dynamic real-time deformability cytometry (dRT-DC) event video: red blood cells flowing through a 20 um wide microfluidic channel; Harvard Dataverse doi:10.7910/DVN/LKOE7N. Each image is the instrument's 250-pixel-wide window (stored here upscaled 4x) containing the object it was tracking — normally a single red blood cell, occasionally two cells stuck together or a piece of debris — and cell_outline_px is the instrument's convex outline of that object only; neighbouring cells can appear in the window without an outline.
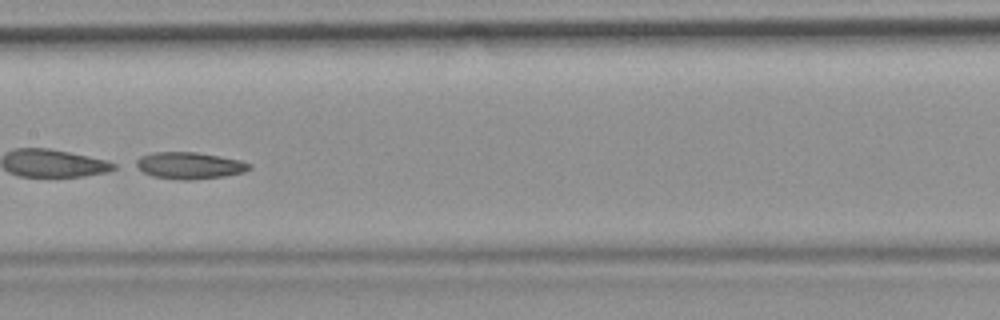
{"species": "common noctule bat (a hibernating species)", "species_latin": "Nyctalus noctula", "temperature_condition": "room temperature", "stored_images_in_passage": 39, "camera_frame_rate_fps": 3000, "um_per_image_px": 0.085, "animal": {"sex": "female", "body_mass_g": 19.9}, "frame": {"image": 1, "passage_image": 12, "time_ms": 3.667, "image_size_px": [1000, 320], "cell_outline_px": [[252, 168], [244, 172], [224, 176], [188, 180], [180, 180], [152, 176], [144, 172], [132, 164], [140, 156], [156, 152], [196, 152], [220, 156], [240, 160], [252, 164]], "centroid_in_image_um": [16.1, 14.07], "position_along_channel_um": 191.3, "area_um2": 17.74}}